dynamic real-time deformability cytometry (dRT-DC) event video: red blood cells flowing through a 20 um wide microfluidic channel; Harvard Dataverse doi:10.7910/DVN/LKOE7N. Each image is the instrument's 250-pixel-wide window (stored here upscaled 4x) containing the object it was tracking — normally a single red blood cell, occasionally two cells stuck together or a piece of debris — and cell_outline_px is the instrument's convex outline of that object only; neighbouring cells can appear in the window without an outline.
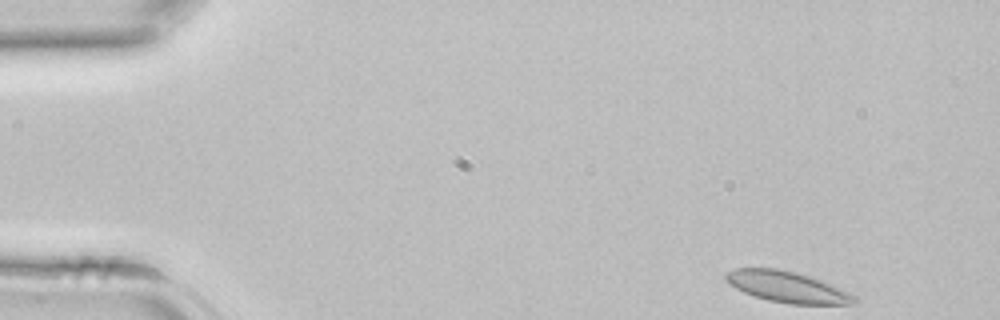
{"species": "common noctule bat (a hibernating species)", "species_latin": "Nyctalus noctula", "temperature_condition": "room temperature", "stored_images_in_passage": 41, "camera_frame_rate_fps": 3000, "um_per_image_px": 0.085, "animal": {"sex": "female", "body_mass_g": 22.7, "forearm_length_mm": 54.2}, "frame": {"image": 1, "passage_image": 1, "time_ms": 0.0, "image_size_px": [1000, 320], "cell_outline_px": [[856, 300], [852, 304], [788, 304], [768, 300], [744, 292], [736, 288], [724, 280], [724, 272], [736, 268], [776, 268], [808, 276], [820, 280], [840, 288], [856, 296]], "centroid_in_image_um": [66.86, 24.38], "position_along_channel_um": 18.1, "area_um2": 23.0}}